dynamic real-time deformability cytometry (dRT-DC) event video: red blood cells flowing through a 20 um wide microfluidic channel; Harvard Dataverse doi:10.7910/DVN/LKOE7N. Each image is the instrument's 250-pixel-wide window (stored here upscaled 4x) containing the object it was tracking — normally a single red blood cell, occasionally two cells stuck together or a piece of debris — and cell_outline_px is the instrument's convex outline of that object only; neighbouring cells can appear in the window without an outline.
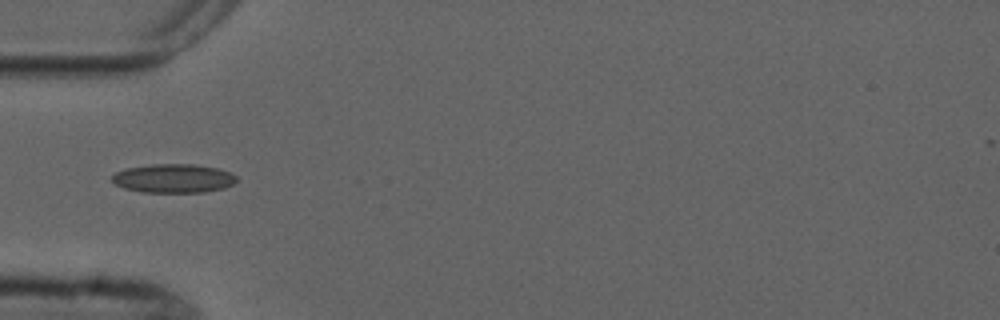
{"species": "common noctule bat (a hibernating species)", "species_latin": "Nyctalus noctula", "temperature_condition": "cold", "stored_images_in_passage": 7, "camera_frame_rate_fps": 3000, "um_per_image_px": 0.085, "animal": {"sex": "male", "forearm_length_mm": 52.5}, "frame": {"image": 1, "passage_image": 4, "time_ms": 4.667, "image_size_px": [1000, 320], "cell_outline_px": [[236, 180], [232, 184], [224, 188], [204, 192], [140, 192], [124, 188], [116, 184], [112, 180], [112, 176], [116, 172], [124, 168], [152, 164], [192, 164], [216, 168], [228, 172], [236, 176]], "centroid_in_image_um": [14.71, 15.16], "position_along_channel_um": 70.3, "area_um2": 20.81}}
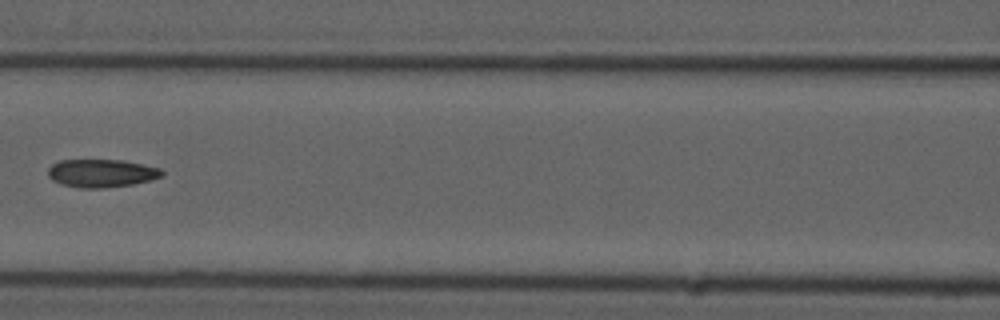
{"frame": {"image": 2, "passage_image": 6, "time_ms": 7.0, "image_size_px": [1000, 320], "cell_outline_px": [[164, 176], [152, 180], [132, 184], [104, 188], [80, 188], [60, 184], [52, 180], [48, 176], [48, 168], [52, 164], [60, 160], [124, 160], [160, 168], [164, 172]], "centroid_in_image_um": [8.63, 14.72], "position_along_channel_um": 158.0, "area_um2": 18.79}}
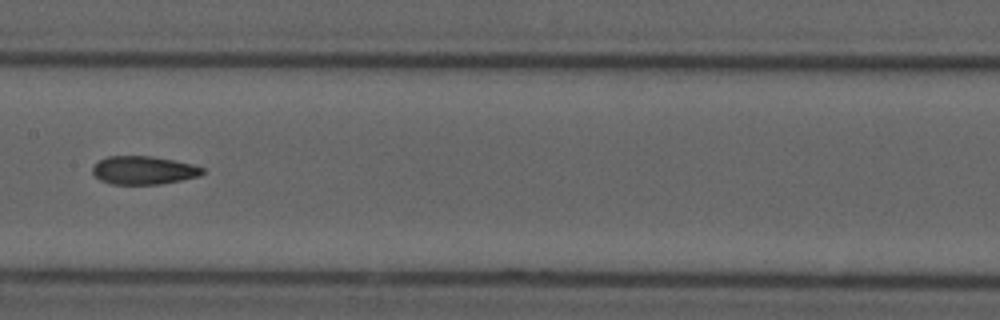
{"frame": {"image": 3, "passage_image": 7, "time_ms": 8.0, "image_size_px": [1000, 320], "cell_outline_px": [[204, 172], [200, 176], [160, 184], [112, 184], [100, 180], [92, 172], [92, 168], [100, 160], [108, 156], [152, 156], [192, 164], [204, 168]], "centroid_in_image_um": [12.21, 14.47], "position_along_channel_um": 195.2, "area_um2": 17.98}}